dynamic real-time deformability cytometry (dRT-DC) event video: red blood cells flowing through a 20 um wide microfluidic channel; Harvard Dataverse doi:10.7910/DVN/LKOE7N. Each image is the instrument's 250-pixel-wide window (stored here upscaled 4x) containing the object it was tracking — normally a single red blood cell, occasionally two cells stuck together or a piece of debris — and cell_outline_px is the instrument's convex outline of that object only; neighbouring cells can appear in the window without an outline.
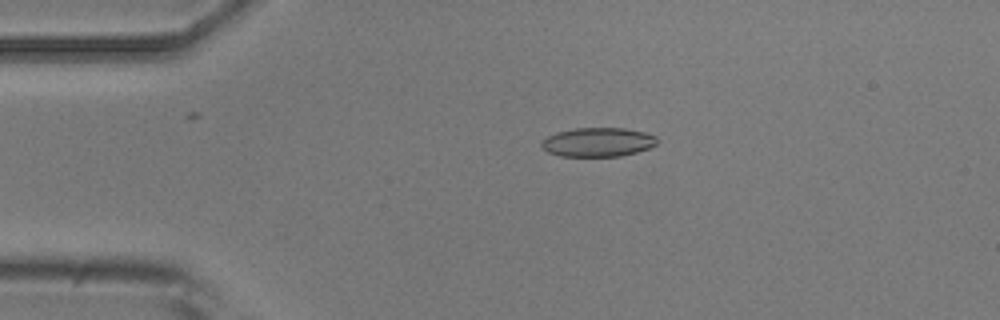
{"species": "common noctule bat (a hibernating species)", "species_latin": "Nyctalus noctula", "temperature_condition": "room temperature", "stored_images_in_passage": 5, "camera_frame_rate_fps": 3000, "um_per_image_px": 0.085, "animal": {"sex": "male", "body_mass_g": 20.5, "forearm_length_mm": 52.5}, "frame": {"image": 1, "passage_image": 4, "time_ms": 3.333, "image_size_px": [1000, 320], "cell_outline_px": [[656, 144], [648, 148], [636, 152], [620, 156], [560, 156], [548, 152], [540, 144], [540, 140], [556, 132], [576, 128], [624, 128], [644, 132], [656, 136]], "centroid_in_image_um": [50.79, 12.08], "position_along_channel_um": 34.2, "area_um2": 19.48}}